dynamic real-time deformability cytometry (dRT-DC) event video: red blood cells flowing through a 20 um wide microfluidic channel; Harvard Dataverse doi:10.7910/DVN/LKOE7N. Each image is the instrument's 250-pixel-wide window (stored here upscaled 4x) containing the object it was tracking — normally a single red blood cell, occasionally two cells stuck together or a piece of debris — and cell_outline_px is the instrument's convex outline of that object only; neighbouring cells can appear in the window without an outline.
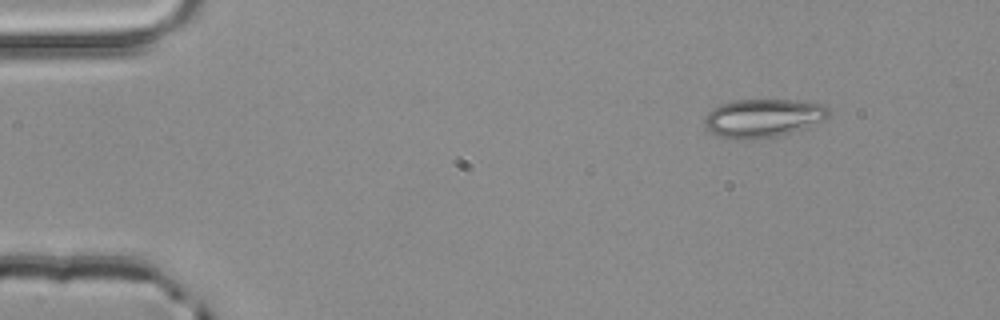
{"species": "common noctule bat (a hibernating species)", "species_latin": "Nyctalus noctula", "temperature_condition": "room temperature", "stored_images_in_passage": 3, "camera_frame_rate_fps": 3000, "um_per_image_px": 0.085, "animal": {"sex": "male", "body_mass_g": 20.4}, "frame": {"image": 1, "passage_image": 1, "time_ms": 0.0, "image_size_px": [1000, 320], "cell_outline_px": [[832, 112], [824, 120], [808, 128], [776, 136], [752, 140], [736, 140], [716, 136], [704, 124], [704, 116], [712, 108], [720, 104], [736, 100], [800, 100], [828, 104]], "centroid_in_image_um": [64.91, 10.04], "position_along_channel_um": 20.1, "area_um2": 28.5}}